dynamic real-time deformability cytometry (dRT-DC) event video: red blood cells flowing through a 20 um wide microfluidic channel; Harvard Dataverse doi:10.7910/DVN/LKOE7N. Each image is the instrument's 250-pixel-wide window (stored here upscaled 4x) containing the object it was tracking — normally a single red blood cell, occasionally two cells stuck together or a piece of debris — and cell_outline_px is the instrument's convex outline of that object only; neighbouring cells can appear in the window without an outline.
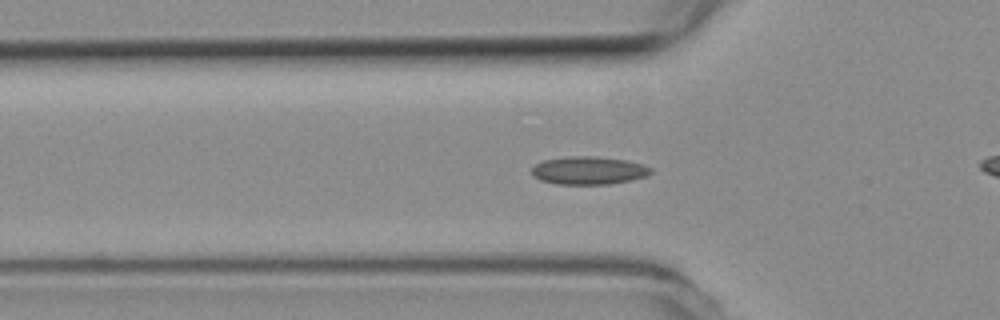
{"species": "common noctule bat (a hibernating species)", "species_latin": "Nyctalus noctula", "temperature_condition": "room temperature", "stored_images_in_passage": 55, "camera_frame_rate_fps": 3000, "um_per_image_px": 0.085, "animal": {"sex": "female", "body_mass_g": 19.3, "forearm_length_mm": 54.1}, "frame": {"image": 1, "passage_image": 18, "time_ms": 5.667, "image_size_px": [1000, 320], "cell_outline_px": [[652, 172], [648, 176], [632, 180], [608, 184], [556, 184], [540, 180], [532, 176], [532, 168], [536, 164], [544, 160], [568, 156], [596, 156], [628, 160], [644, 164], [652, 168]], "centroid_in_image_um": [50.07, 14.49], "position_along_channel_um": 75.7, "area_um2": 19.65}}
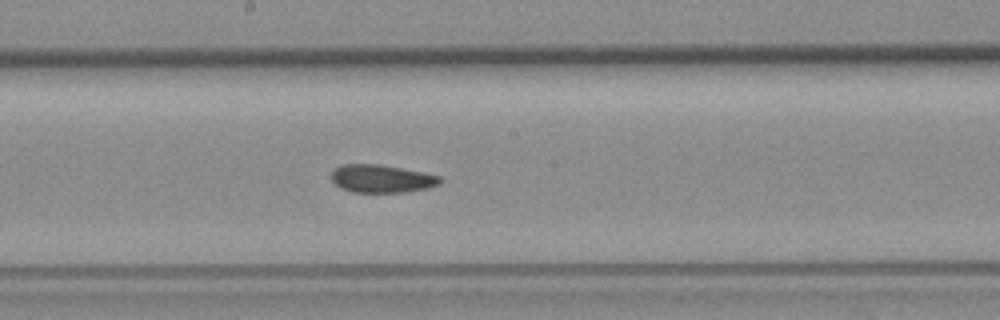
{"frame": {"image": 2, "passage_image": 29, "time_ms": 9.333, "image_size_px": [1000, 320], "cell_outline_px": [[444, 180], [440, 184], [428, 188], [404, 192], [352, 192], [340, 188], [332, 180], [332, 172], [336, 168], [344, 164], [376, 164], [424, 172], [440, 176]], "centroid_in_image_um": [32.47, 15.19], "position_along_channel_um": 215.7, "area_um2": 17.63}}
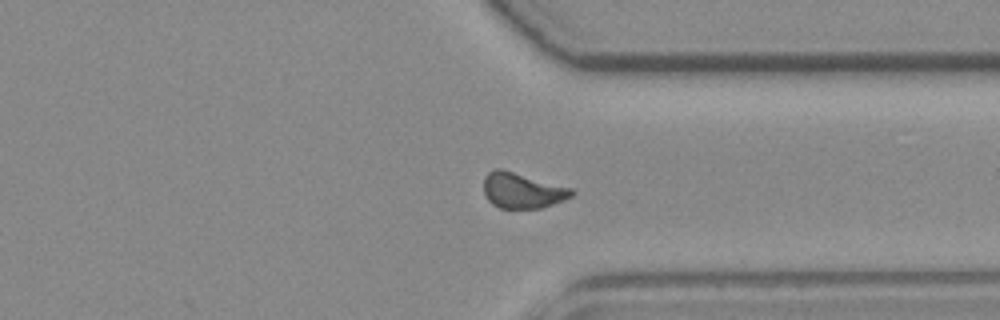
{"frame": {"image": 3, "passage_image": 41, "time_ms": 13.333, "image_size_px": [1000, 320], "cell_outline_px": [[576, 192], [572, 196], [564, 200], [540, 208], [500, 208], [492, 204], [484, 196], [484, 176], [488, 172], [496, 168], [500, 168], [572, 188]], "centroid_in_image_um": [44.38, 16.19], "position_along_channel_um": 367.0, "area_um2": 18.21}, "authors_computed_cell_mechanics": {"area_um2": 18.207, "velocity_mm_per_s": 3.802, "shape_relaxation_time_tau1_ms": null, "shape_relaxation_time_tau2_ms": 2.2872, "deformation_change_tau1": null, "deformation_change_tau2": 0.0723}}